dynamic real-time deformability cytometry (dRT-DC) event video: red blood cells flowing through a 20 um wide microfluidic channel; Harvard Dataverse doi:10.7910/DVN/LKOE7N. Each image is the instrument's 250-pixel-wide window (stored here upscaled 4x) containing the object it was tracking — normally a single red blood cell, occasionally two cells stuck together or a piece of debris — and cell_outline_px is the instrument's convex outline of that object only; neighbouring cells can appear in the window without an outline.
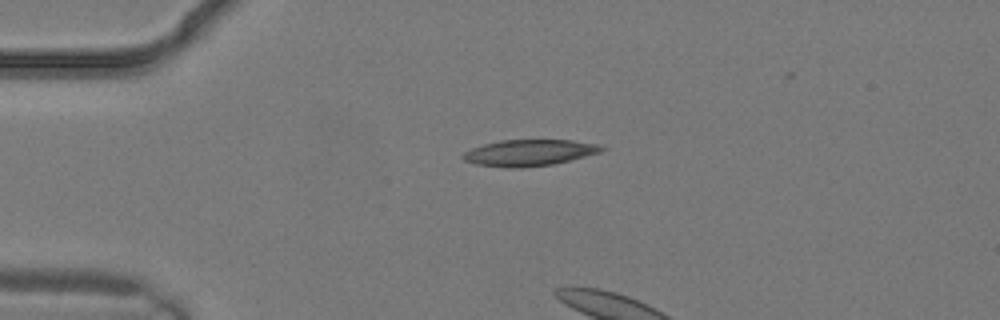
{"species": "common noctule bat (a hibernating species)", "species_latin": "Nyctalus noctula", "temperature_condition": "warm", "stored_images_in_passage": 1, "camera_frame_rate_fps": 3000, "um_per_image_px": 0.085, "animal": {"sex": "male", "body_mass_g": 19.2, "forearm_length_mm": 51.8}, "frame": {"image": 1, "passage_image": 1, "time_ms": 0.0, "image_size_px": [1000, 320], "cell_outline_px": [[608, 148], [600, 152], [552, 164], [524, 168], [504, 168], [476, 164], [464, 160], [460, 156], [464, 152], [472, 148], [484, 144], [500, 140], [572, 140], [596, 144]], "centroid_in_image_um": [44.94, 12.99], "position_along_channel_um": 40.1, "area_um2": 21.21}}